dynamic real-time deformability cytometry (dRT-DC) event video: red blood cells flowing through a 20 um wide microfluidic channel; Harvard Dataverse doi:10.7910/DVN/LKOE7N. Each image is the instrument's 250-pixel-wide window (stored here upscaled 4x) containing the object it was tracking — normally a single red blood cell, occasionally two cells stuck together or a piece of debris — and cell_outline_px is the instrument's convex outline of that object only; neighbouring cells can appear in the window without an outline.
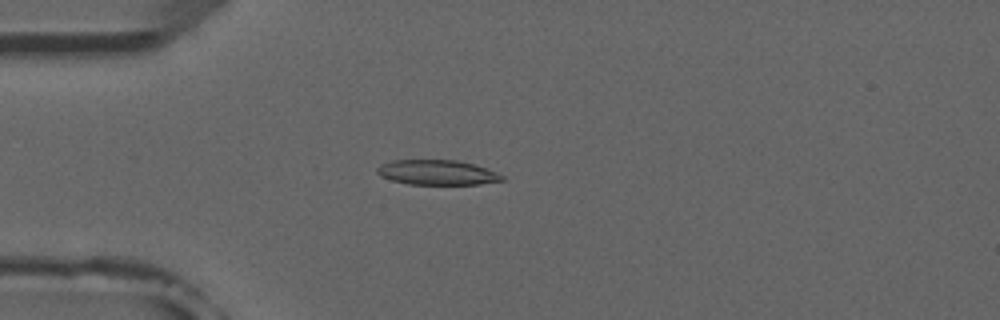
{"species": "common noctule bat (a hibernating species)", "species_latin": "Nyctalus noctula", "temperature_condition": "room temperature", "stored_images_in_passage": 4, "camera_frame_rate_fps": 3000, "um_per_image_px": 0.085, "animal": {"sex": "male", "forearm_length_mm": 52.5}, "frame": {"image": 1, "passage_image": 3, "time_ms": 3.0, "image_size_px": [1000, 320], "cell_outline_px": [[504, 180], [480, 184], [408, 184], [392, 180], [380, 176], [376, 172], [376, 168], [380, 164], [392, 160], [456, 160], [488, 168], [504, 176]], "centroid_in_image_um": [37.14, 14.65], "position_along_channel_um": 47.9, "area_um2": 18.15}}